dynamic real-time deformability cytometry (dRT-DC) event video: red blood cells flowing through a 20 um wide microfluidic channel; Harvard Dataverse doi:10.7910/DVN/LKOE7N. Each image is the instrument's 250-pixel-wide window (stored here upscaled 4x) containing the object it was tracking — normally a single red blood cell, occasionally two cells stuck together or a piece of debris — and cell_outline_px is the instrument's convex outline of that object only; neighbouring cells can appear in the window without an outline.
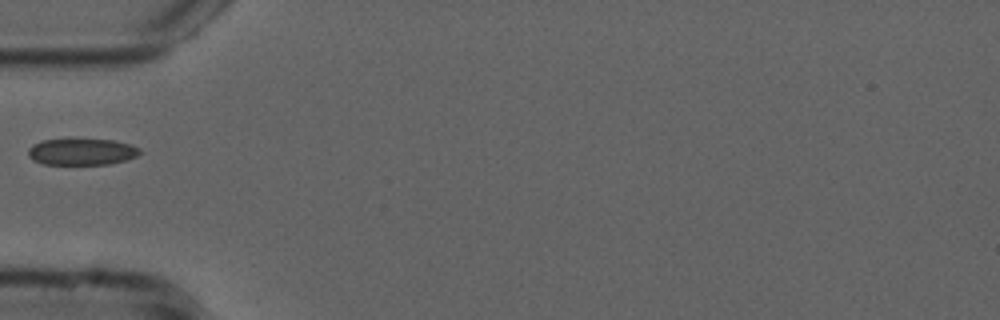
{"species": "common noctule bat (a hibernating species)", "species_latin": "Nyctalus noctula", "temperature_condition": "cold", "stored_images_in_passage": 37, "camera_frame_rate_fps": 3000, "um_per_image_px": 0.085, "animal": {"sex": "male", "forearm_length_mm": 52.5}, "frame": {"image": 1, "passage_image": 1, "time_ms": 0.0, "image_size_px": [1000, 320], "cell_outline_px": [[144, 152], [128, 160], [112, 164], [44, 164], [32, 160], [28, 156], [28, 148], [32, 144], [44, 140], [112, 140], [128, 144], [140, 148]], "centroid_in_image_um": [6.97, 12.92], "position_along_channel_um": 78.0, "area_um2": 17.22}}
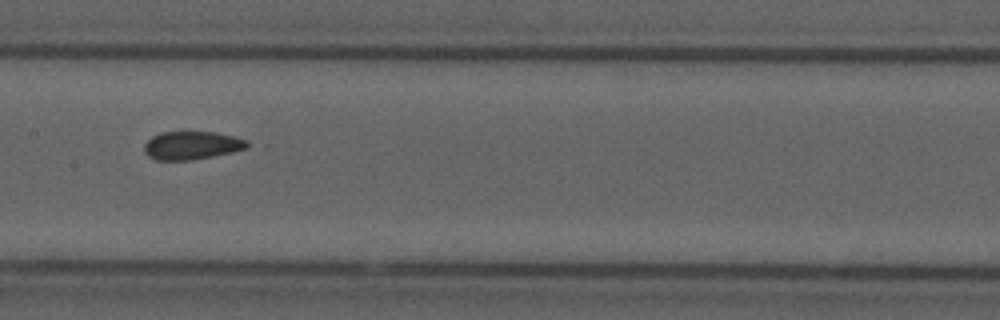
{"frame": {"image": 2, "passage_image": 10, "time_ms": 3.0, "image_size_px": [1000, 320], "cell_outline_px": [[256, 144], [248, 148], [232, 152], [192, 160], [156, 160], [148, 156], [144, 152], [144, 144], [152, 136], [160, 132], [216, 132], [236, 136], [248, 140]], "centroid_in_image_um": [16.38, 12.35], "position_along_channel_um": 191.0, "area_um2": 17.28}}
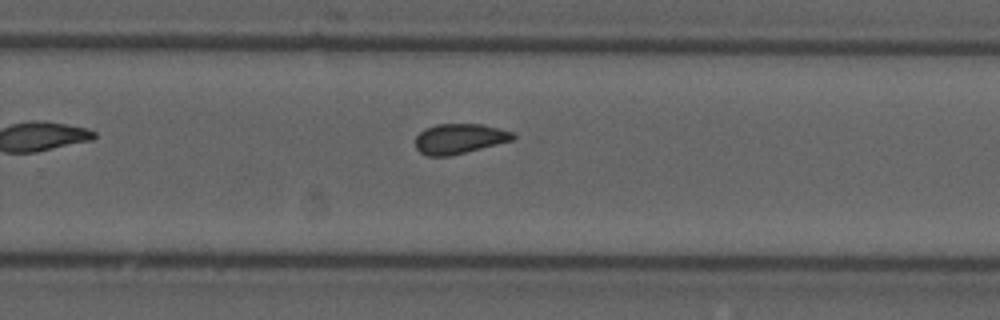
{"frame": {"image": 3, "passage_image": 18, "time_ms": 5.667, "image_size_px": [1000, 320], "cell_outline_px": [[516, 136], [512, 140], [452, 156], [428, 156], [420, 152], [416, 148], [416, 136], [424, 128], [436, 124], [480, 124], [512, 132]], "centroid_in_image_um": [39.01, 11.79], "position_along_channel_um": 290.8, "area_um2": 16.99}}